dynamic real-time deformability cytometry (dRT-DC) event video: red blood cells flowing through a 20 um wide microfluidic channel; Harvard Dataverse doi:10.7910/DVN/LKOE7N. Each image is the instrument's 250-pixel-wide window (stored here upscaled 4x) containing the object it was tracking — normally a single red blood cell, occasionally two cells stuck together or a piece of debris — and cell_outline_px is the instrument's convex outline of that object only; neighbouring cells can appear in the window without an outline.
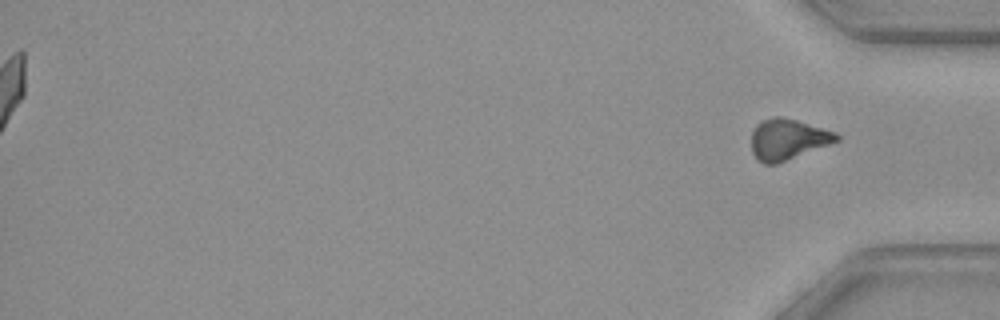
{"species": "common noctule bat (a hibernating species)", "species_latin": "Nyctalus noctula", "temperature_condition": "warm", "stored_images_in_passage": 44, "segment_of_instrument_passage": [2, 2], "camera_frame_rate_fps": 3000, "um_per_image_px": 0.085, "animal": {"sex": "female", "body_mass_g": 29.2, "forearm_length_mm": 56.3}, "frame": {"image": 1, "passage_image": 44, "time_ms": 14.333, "image_size_px": [1000, 320], "cell_outline_px": [[840, 140], [776, 164], [764, 164], [756, 160], [752, 152], [752, 132], [756, 124], [760, 120], [772, 116], [780, 116], [796, 120], [836, 132], [840, 136]], "centroid_in_image_um": [66.93, 11.83], "position_along_channel_um": 368.3, "area_um2": 20.29}}